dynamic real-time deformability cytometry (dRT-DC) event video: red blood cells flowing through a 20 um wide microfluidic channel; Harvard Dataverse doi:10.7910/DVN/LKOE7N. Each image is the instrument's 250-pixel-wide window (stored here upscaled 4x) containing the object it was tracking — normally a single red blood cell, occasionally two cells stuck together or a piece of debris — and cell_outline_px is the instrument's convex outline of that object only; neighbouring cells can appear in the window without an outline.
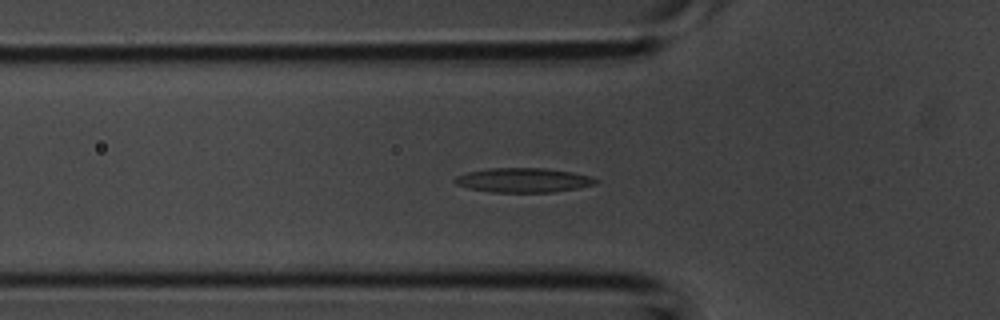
{"species": "common noctule bat (a hibernating species)", "species_latin": "Nyctalus noctula", "temperature_condition": "room temperature", "stored_images_in_passage": 37, "camera_frame_rate_fps": 3000, "um_per_image_px": 0.085, "animal": {"sex": "male", "body_mass_g": 20.1, "forearm_length_mm": 53.5}, "frame": {"image": 1, "passage_image": 9, "time_ms": 2.667, "image_size_px": [1000, 320], "cell_outline_px": [[600, 180], [596, 184], [576, 188], [552, 192], [492, 192], [468, 188], [456, 184], [452, 180], [456, 176], [468, 172], [488, 168], [544, 168], [572, 172], [592, 176]], "centroid_in_image_um": [44.49, 15.31], "position_along_channel_um": 81.3, "area_um2": 20.06}}
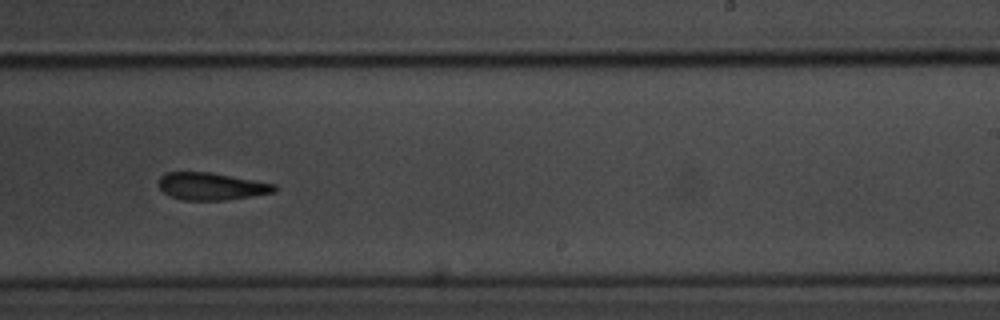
{"frame": {"image": 2, "passage_image": 21, "time_ms": 6.667, "image_size_px": [1000, 320], "cell_outline_px": [[276, 192], [252, 196], [224, 200], [184, 200], [172, 196], [164, 192], [160, 188], [160, 176], [164, 172], [212, 172], [276, 184]], "centroid_in_image_um": [17.99, 15.83], "position_along_channel_um": 271.0, "area_um2": 18.38}}
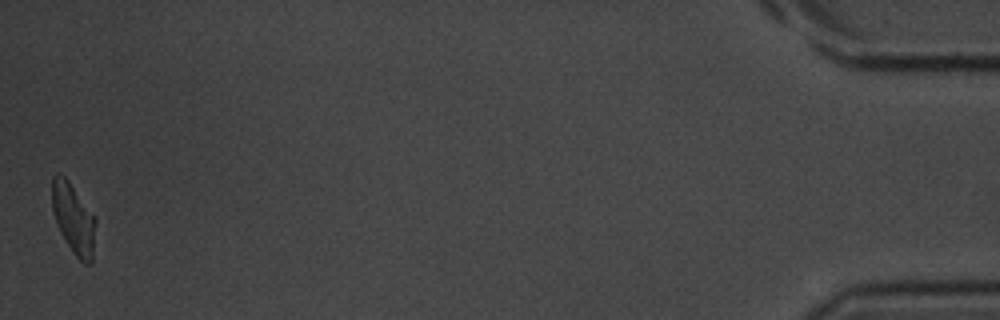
{"frame": {"image": 3, "passage_image": 37, "time_ms": 12.0, "image_size_px": [1000, 320], "cell_outline_px": [[96, 220], [92, 264], [84, 264], [72, 252], [60, 232], [56, 224], [52, 212], [52, 176], [56, 172], [64, 176], [68, 180], [96, 216]], "centroid_in_image_um": [6.25, 18.58], "position_along_channel_um": 429.0, "area_um2": 18.21}}